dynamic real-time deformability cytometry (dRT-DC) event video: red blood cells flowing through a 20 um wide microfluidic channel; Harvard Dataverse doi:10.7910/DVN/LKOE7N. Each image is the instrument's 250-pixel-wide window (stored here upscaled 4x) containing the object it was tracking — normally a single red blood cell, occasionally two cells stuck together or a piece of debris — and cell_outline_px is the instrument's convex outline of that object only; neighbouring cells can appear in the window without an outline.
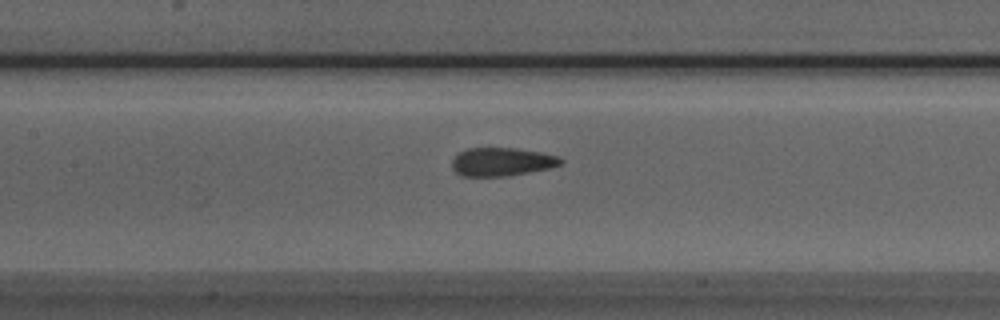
{"species": "Egyptian fruit bat (a non-hibernating species)", "species_latin": "Rousettus aegyptiacus", "temperature_condition": "room temperature", "stored_images_in_passage": 41, "camera_frame_rate_fps": 3000, "um_per_image_px": 0.085, "animal": {"sex": "male"}, "frame": {"image": 1, "passage_image": 14, "time_ms": 4.333, "image_size_px": [1000, 320], "cell_outline_px": [[564, 160], [560, 164], [548, 168], [508, 176], [460, 176], [452, 168], [452, 160], [460, 152], [468, 148], [516, 148], [540, 152], [560, 156]], "centroid_in_image_um": [42.65, 13.75], "position_along_channel_um": 164.8, "area_um2": 17.92}}
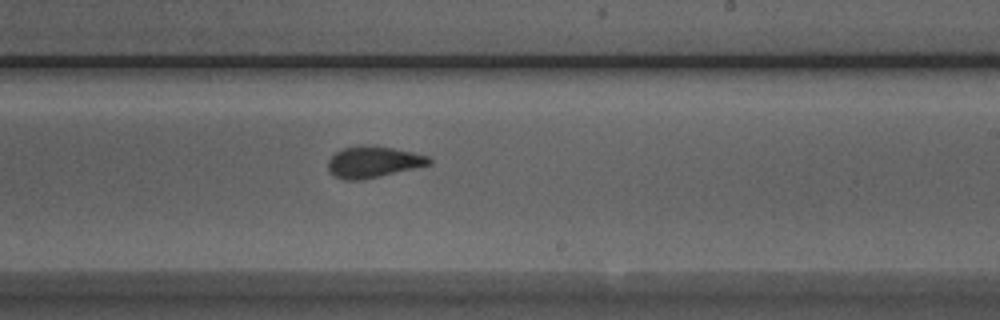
{"frame": {"image": 2, "passage_image": 21, "time_ms": 6.667, "image_size_px": [1000, 320], "cell_outline_px": [[432, 164], [380, 176], [360, 180], [344, 180], [328, 172], [328, 160], [340, 148], [360, 144], [376, 144], [412, 152], [428, 156], [432, 160]], "centroid_in_image_um": [31.71, 13.74], "position_along_channel_um": 257.3, "area_um2": 18.79}}
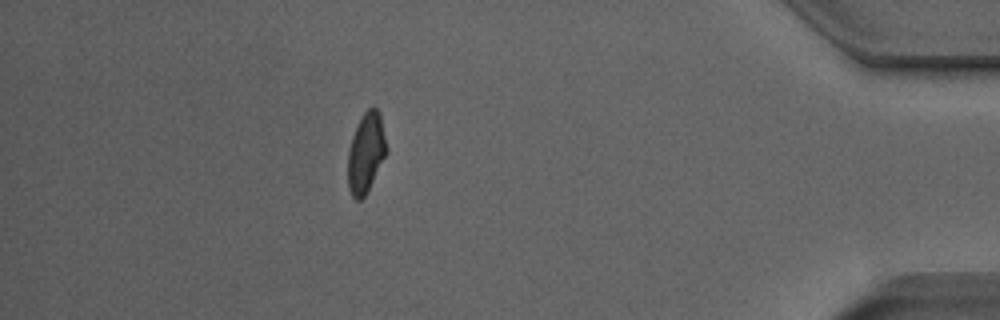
{"frame": {"image": 3, "passage_image": 36, "time_ms": 11.667, "image_size_px": [1000, 320], "cell_outline_px": [[388, 152], [364, 196], [360, 200], [356, 200], [352, 196], [348, 188], [348, 152], [352, 136], [364, 112], [372, 104], [380, 112], [388, 148]], "centroid_in_image_um": [31.13, 12.95], "position_along_channel_um": 404.1, "area_um2": 18.03}, "authors_computed_cell_mechanics": {"area_um2": 18.5538, "velocity_mm_per_s": 3.9756, "shape_relaxation_time_tau1_ms": 5.6743, "shape_relaxation_time_tau2_ms": 1.1615, "deformation_change_tau1": 0.1708, "deformation_change_tau2": 0.0892}}